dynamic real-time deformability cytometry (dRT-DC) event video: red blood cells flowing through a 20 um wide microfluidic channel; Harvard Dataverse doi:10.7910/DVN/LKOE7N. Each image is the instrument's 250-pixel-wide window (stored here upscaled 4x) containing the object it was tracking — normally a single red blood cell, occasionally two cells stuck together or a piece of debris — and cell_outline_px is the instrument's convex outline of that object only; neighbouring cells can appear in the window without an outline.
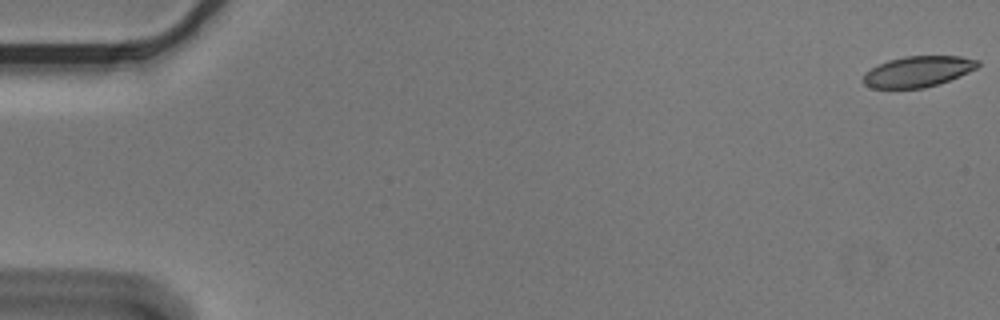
{"species": "Egyptian fruit bat (a non-hibernating species)", "species_latin": "Rousettus aegyptiacus", "temperature_condition": "cold", "stored_images_in_passage": 3, "camera_frame_rate_fps": 3000, "um_per_image_px": 0.085, "animal": {"sex": "male"}, "frame": {"image": 1, "passage_image": 1, "time_ms": 0.0, "image_size_px": [1000, 320], "cell_outline_px": [[980, 64], [976, 68], [968, 72], [948, 80], [924, 88], [872, 88], [864, 84], [860, 80], [864, 72], [888, 60], [904, 56], [960, 56], [980, 60]], "centroid_in_image_um": [77.99, 6.07], "position_along_channel_um": 7.0, "area_um2": 20.52}}